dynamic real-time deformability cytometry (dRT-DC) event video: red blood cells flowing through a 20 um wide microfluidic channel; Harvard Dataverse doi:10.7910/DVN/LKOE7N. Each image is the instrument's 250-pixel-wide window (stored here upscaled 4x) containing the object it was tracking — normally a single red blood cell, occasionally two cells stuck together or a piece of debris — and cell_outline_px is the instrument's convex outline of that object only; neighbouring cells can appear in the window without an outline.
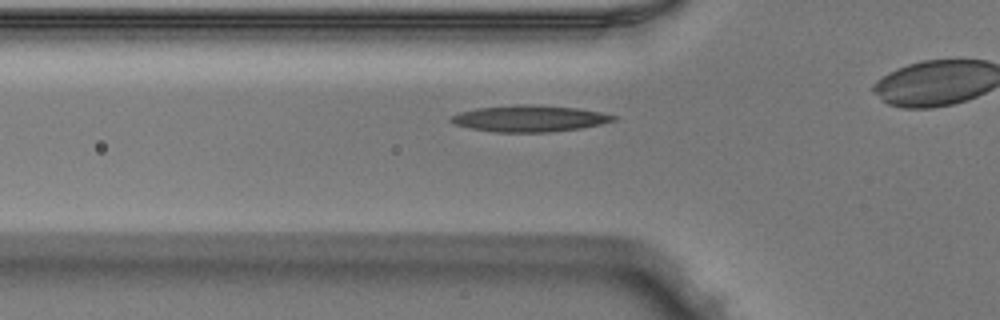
{"species": "Egyptian fruit bat (a non-hibernating species)", "species_latin": "Rousettus aegyptiacus", "temperature_condition": "warm", "stored_images_in_passage": 27, "camera_frame_rate_fps": 3000, "um_per_image_px": 0.085, "animal": {"sex": "male"}, "frame": {"image": 1, "passage_image": 3, "time_ms": 0.667, "image_size_px": [1000, 320], "cell_outline_px": [[616, 120], [600, 124], [580, 128], [548, 132], [496, 132], [472, 128], [456, 124], [448, 120], [452, 116], [460, 112], [476, 108], [520, 104], [532, 104], [576, 108], [600, 112], [616, 116]], "centroid_in_image_um": [45.0, 10.07], "position_along_channel_um": 80.8, "area_um2": 24.74}}
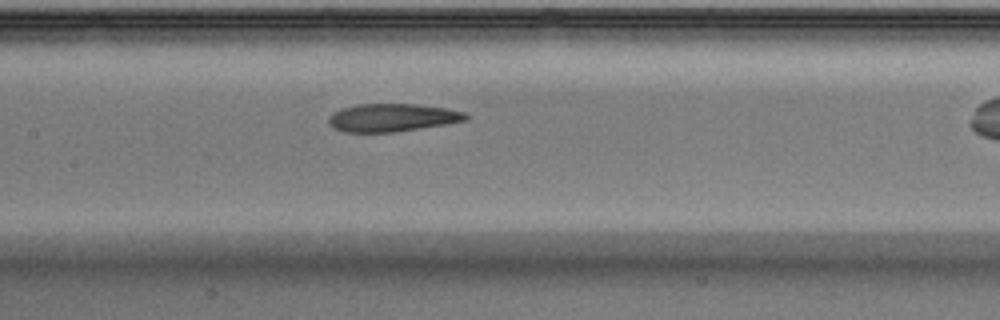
{"frame": {"image": 2, "passage_image": 10, "time_ms": 3.0, "image_size_px": [1000, 320], "cell_outline_px": [[468, 120], [396, 132], [344, 132], [332, 128], [328, 124], [328, 116], [332, 112], [340, 108], [356, 104], [416, 104], [448, 108], [464, 112], [468, 116]], "centroid_in_image_um": [33.28, 9.99], "position_along_channel_um": 174.1, "area_um2": 22.54}}
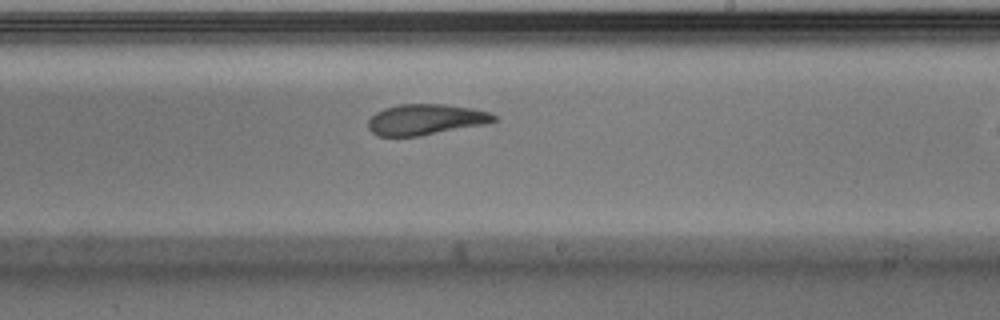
{"frame": {"image": 3, "passage_image": 16, "time_ms": 5.0, "image_size_px": [1000, 320], "cell_outline_px": [[496, 120], [484, 124], [420, 136], [380, 136], [372, 132], [368, 128], [368, 120], [376, 112], [384, 108], [400, 104], [444, 104], [472, 108], [488, 112], [496, 116]], "centroid_in_image_um": [36.15, 10.15], "position_along_channel_um": 252.8, "area_um2": 22.37}}